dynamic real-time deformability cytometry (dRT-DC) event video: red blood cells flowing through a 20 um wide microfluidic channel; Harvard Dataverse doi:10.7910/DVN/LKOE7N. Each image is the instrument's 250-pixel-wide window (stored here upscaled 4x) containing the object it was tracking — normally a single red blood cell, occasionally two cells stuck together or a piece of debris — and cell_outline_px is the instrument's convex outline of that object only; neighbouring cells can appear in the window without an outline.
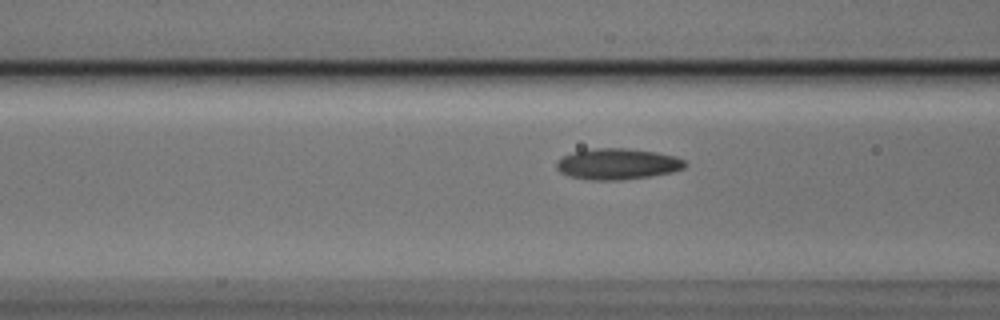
{"species": "Egyptian fruit bat (a non-hibernating species)", "species_latin": "Rousettus aegyptiacus", "temperature_condition": "cold", "stored_images_in_passage": 3, "camera_frame_rate_fps": 3000, "um_per_image_px": 0.085, "animal": {"sex": "male"}, "frame": {"image": 1, "passage_image": 3, "time_ms": 0.667, "image_size_px": [1000, 320], "cell_outline_px": [[688, 164], [684, 168], [672, 172], [648, 176], [620, 180], [592, 180], [568, 176], [560, 172], [556, 168], [556, 164], [564, 156], [572, 152], [596, 148], [628, 148], [656, 152], [676, 156], [684, 160]], "centroid_in_image_um": [52.5, 13.93], "position_along_channel_um": 114.1, "area_um2": 23.18}}